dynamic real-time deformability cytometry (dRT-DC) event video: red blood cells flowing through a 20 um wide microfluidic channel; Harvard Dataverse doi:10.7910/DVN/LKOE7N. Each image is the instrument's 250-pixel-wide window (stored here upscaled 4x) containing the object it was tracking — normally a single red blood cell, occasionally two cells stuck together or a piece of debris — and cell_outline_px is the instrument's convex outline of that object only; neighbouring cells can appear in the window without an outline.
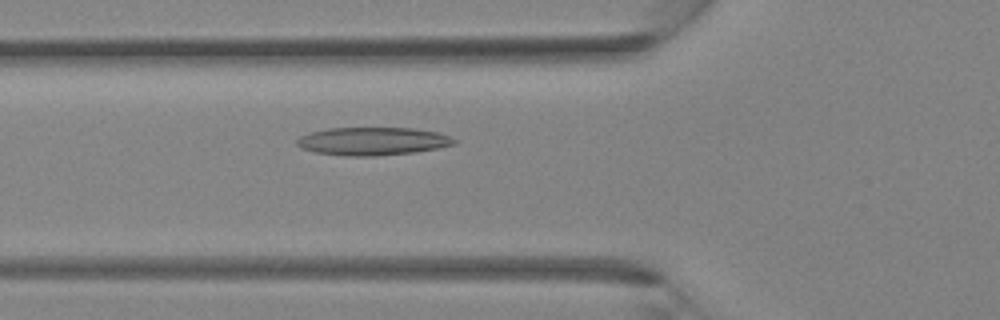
{"species": "Egyptian fruit bat (a non-hibernating species)", "species_latin": "Rousettus aegyptiacus", "temperature_condition": "room temperature", "stored_images_in_passage": 26, "camera_frame_rate_fps": 3000, "um_per_image_px": 0.085, "animal": {"sex": "female"}, "frame": {"image": 1, "passage_image": 4, "time_ms": 1.0, "image_size_px": [1000, 320], "cell_outline_px": [[456, 144], [436, 148], [412, 152], [376, 156], [344, 156], [316, 152], [300, 148], [296, 144], [296, 140], [300, 136], [308, 132], [328, 128], [412, 128], [436, 132], [448, 136], [456, 140]], "centroid_in_image_um": [31.61, 12.0], "position_along_channel_um": 94.2, "area_um2": 25.61}}
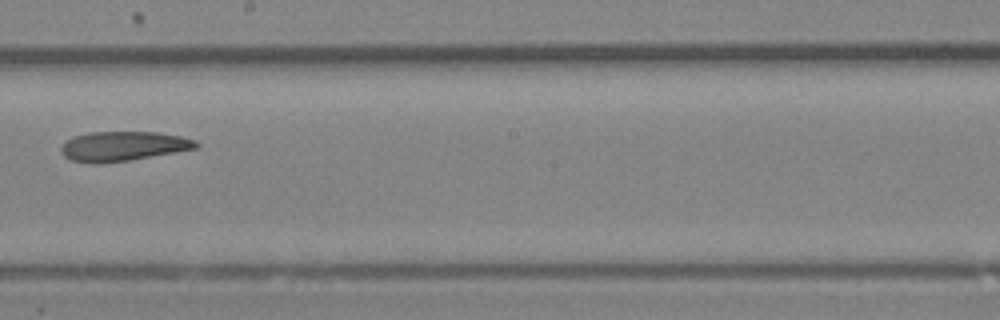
{"frame": {"image": 2, "passage_image": 12, "time_ms": 3.667, "image_size_px": [1000, 320], "cell_outline_px": [[200, 148], [128, 160], [100, 164], [92, 164], [68, 160], [60, 152], [60, 148], [72, 136], [88, 132], [156, 132], [180, 136], [196, 140], [200, 144]], "centroid_in_image_um": [10.45, 12.43], "position_along_channel_um": 237.8, "area_um2": 23.52}}
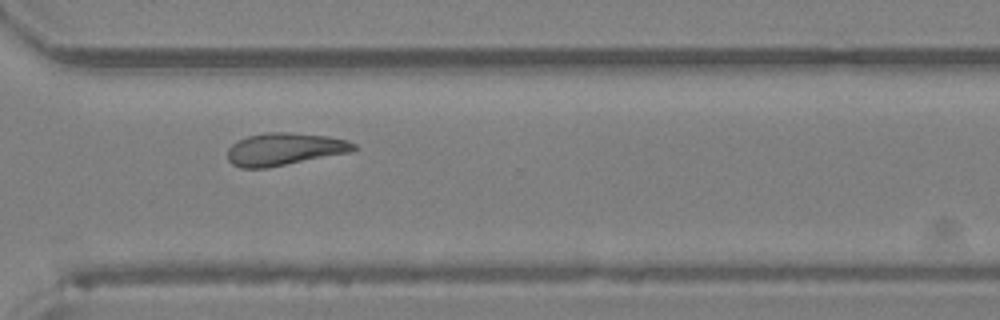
{"frame": {"image": 3, "passage_image": 18, "time_ms": 5.667, "image_size_px": [1000, 320], "cell_outline_px": [[356, 148], [352, 152], [268, 168], [240, 168], [232, 164], [228, 160], [228, 148], [232, 144], [248, 136], [264, 132], [288, 132], [328, 136], [348, 140], [356, 144]], "centroid_in_image_um": [24.2, 12.68], "position_along_channel_um": 346.4, "area_um2": 24.04}}